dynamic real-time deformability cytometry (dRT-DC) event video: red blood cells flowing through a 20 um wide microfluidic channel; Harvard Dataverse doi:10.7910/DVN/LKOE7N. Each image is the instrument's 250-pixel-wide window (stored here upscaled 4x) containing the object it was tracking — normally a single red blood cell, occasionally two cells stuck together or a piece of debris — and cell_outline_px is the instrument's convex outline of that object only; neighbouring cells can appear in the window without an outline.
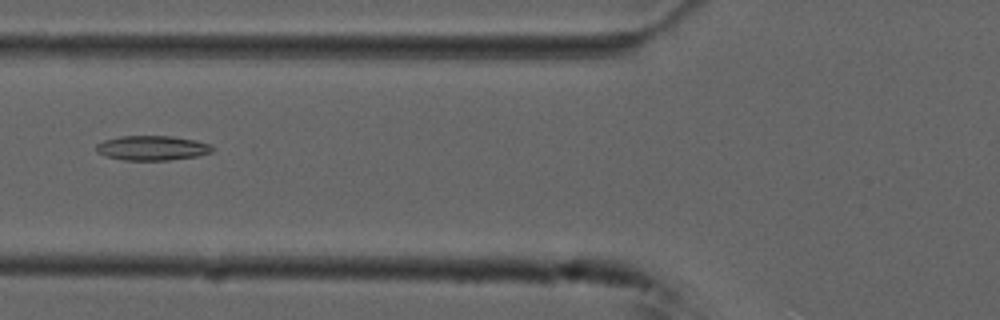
{"species": "common noctule bat (a hibernating species)", "species_latin": "Nyctalus noctula", "temperature_condition": "cold", "stored_images_in_passage": 54, "camera_frame_rate_fps": 3000, "um_per_image_px": 0.085, "animal": {"sex": "male", "forearm_length_mm": 52.5}, "frame": {"image": 1, "passage_image": 21, "time_ms": 6.667, "image_size_px": [1000, 320], "cell_outline_px": [[216, 148], [212, 152], [196, 156], [168, 160], [124, 160], [104, 156], [96, 152], [96, 144], [104, 140], [120, 136], [172, 136], [196, 140], [208, 144]], "centroid_in_image_um": [12.92, 12.58], "position_along_channel_um": 112.9, "area_um2": 16.76}}
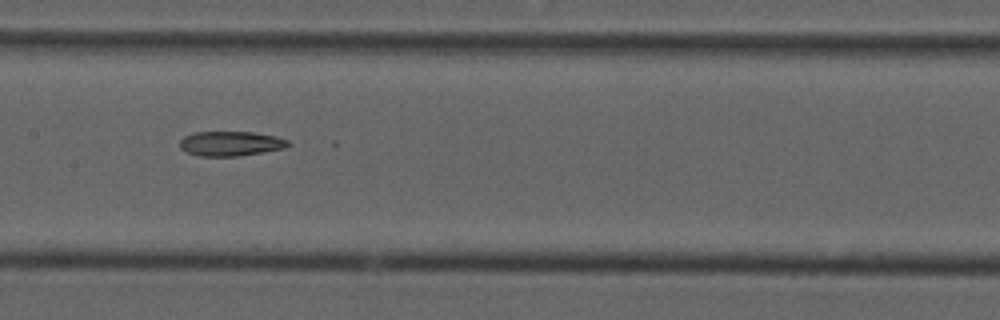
{"frame": {"image": 2, "passage_image": 27, "time_ms": 8.667, "image_size_px": [1000, 320], "cell_outline_px": [[292, 144], [284, 148], [236, 156], [200, 156], [188, 152], [180, 148], [180, 140], [184, 136], [196, 132], [252, 132], [276, 136], [288, 140]], "centroid_in_image_um": [19.61, 12.2], "position_along_channel_um": 187.8, "area_um2": 15.43}}
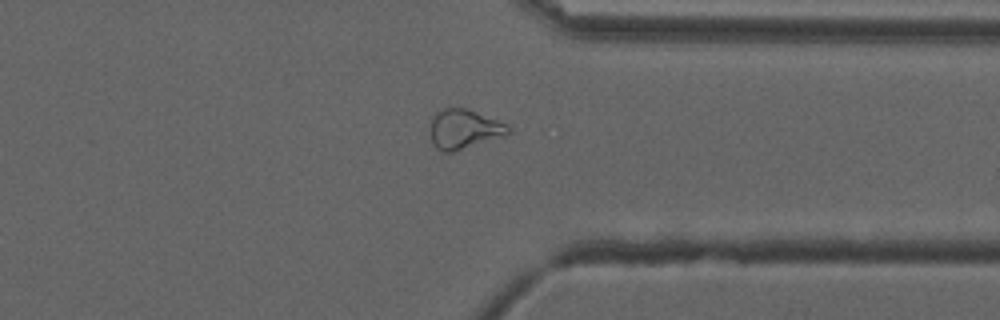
{"frame": {"image": 3, "passage_image": 42, "time_ms": 13.667, "image_size_px": [1000, 320], "cell_outline_px": [[512, 132], [504, 136], [452, 152], [444, 152], [436, 148], [432, 140], [432, 116], [436, 112], [444, 108], [464, 108], [476, 112], [508, 124]], "centroid_in_image_um": [39.48, 10.97], "position_along_channel_um": 371.9, "area_um2": 17.69}}